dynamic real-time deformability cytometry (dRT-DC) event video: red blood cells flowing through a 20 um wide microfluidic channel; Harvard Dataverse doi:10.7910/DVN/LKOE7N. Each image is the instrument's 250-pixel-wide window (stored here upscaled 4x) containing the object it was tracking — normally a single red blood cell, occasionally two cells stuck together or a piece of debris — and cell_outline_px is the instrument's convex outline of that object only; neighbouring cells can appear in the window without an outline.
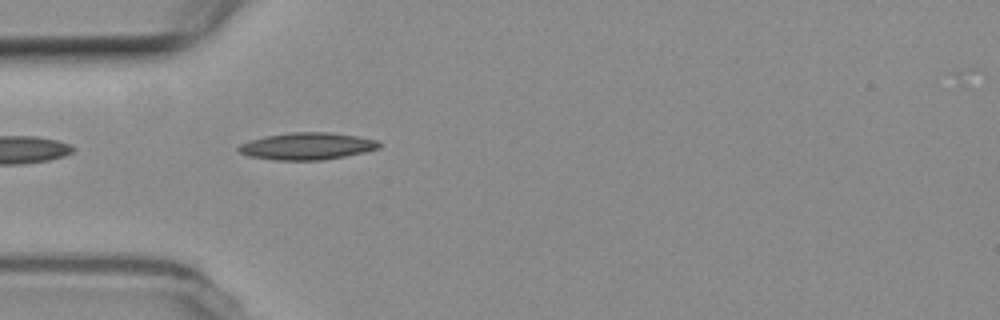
{"species": "common noctule bat (a hibernating species)", "species_latin": "Nyctalus noctula", "temperature_condition": "room temperature", "stored_images_in_passage": 5, "camera_frame_rate_fps": 3000, "um_per_image_px": 0.085, "animal": {"sex": "female", "body_mass_g": 19.3, "forearm_length_mm": 54.1}, "frame": {"image": 1, "passage_image": 5, "time_ms": 5.333, "image_size_px": [1000, 320], "cell_outline_px": [[380, 148], [364, 152], [324, 160], [276, 160], [248, 156], [240, 152], [236, 148], [240, 144], [264, 136], [292, 132], [328, 132], [356, 136], [376, 140], [380, 144]], "centroid_in_image_um": [26.08, 12.42], "position_along_channel_um": 58.9, "area_um2": 22.02}}